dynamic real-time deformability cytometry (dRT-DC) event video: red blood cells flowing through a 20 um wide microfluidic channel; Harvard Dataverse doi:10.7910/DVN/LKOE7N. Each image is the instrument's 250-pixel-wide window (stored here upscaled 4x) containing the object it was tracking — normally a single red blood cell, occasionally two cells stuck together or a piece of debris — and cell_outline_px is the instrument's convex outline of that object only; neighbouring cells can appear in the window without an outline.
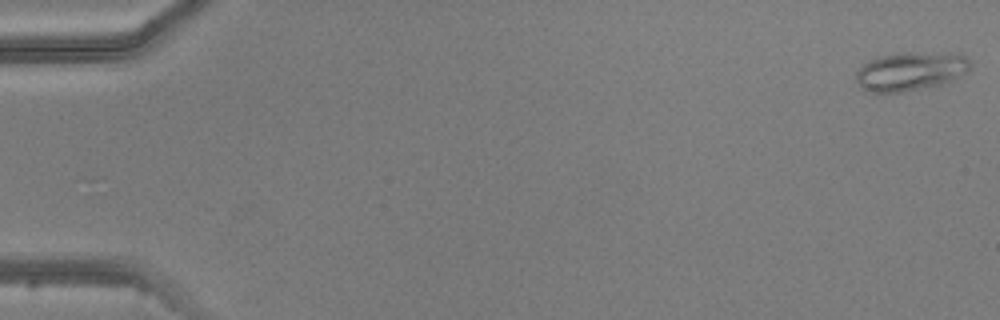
{"species": "common noctule bat (a hibernating species)", "species_latin": "Nyctalus noctula", "temperature_condition": "warm", "stored_images_in_passage": 5, "camera_frame_rate_fps": 3000, "um_per_image_px": 0.085, "animal": {"sex": "male", "body_mass_g": 20.5, "forearm_length_mm": 52.5}, "frame": {"image": 1, "passage_image": 1, "time_ms": 0.0, "image_size_px": [1000, 320], "cell_outline_px": [[972, 68], [968, 72], [952, 80], [940, 84], [904, 92], [872, 92], [860, 88], [856, 80], [856, 72], [864, 64], [880, 56], [900, 52], [960, 52], [972, 60]], "centroid_in_image_um": [77.48, 6.03], "position_along_channel_um": 7.5, "area_um2": 26.24}}
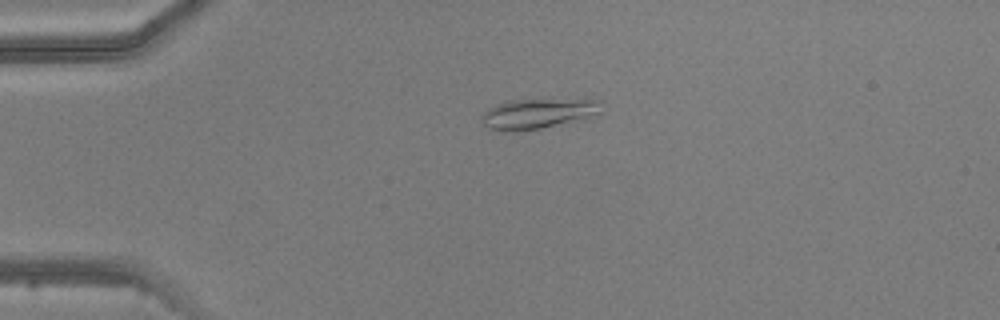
{"frame": {"image": 2, "passage_image": 4, "time_ms": 3.667, "image_size_px": [1000, 320], "cell_outline_px": [[604, 112], [588, 120], [516, 132], [500, 132], [488, 128], [484, 124], [480, 116], [488, 108], [496, 104], [508, 100], [588, 96], [600, 100]], "centroid_in_image_um": [45.9, 9.61], "position_along_channel_um": 39.1, "area_um2": 22.95}}